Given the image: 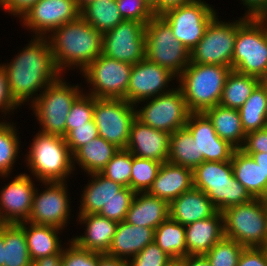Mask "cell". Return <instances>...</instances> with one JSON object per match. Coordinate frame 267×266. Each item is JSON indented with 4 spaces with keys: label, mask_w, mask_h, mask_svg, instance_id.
<instances>
[{
    "label": "cell",
    "mask_w": 267,
    "mask_h": 266,
    "mask_svg": "<svg viewBox=\"0 0 267 266\" xmlns=\"http://www.w3.org/2000/svg\"><path fill=\"white\" fill-rule=\"evenodd\" d=\"M8 63H1L15 103L31 105L40 93L63 74L57 68L47 37H33ZM39 92V94H38Z\"/></svg>",
    "instance_id": "cell-1"
},
{
    "label": "cell",
    "mask_w": 267,
    "mask_h": 266,
    "mask_svg": "<svg viewBox=\"0 0 267 266\" xmlns=\"http://www.w3.org/2000/svg\"><path fill=\"white\" fill-rule=\"evenodd\" d=\"M102 36L81 16L54 30L47 38L61 74L69 69H77L81 75L102 54Z\"/></svg>",
    "instance_id": "cell-2"
},
{
    "label": "cell",
    "mask_w": 267,
    "mask_h": 266,
    "mask_svg": "<svg viewBox=\"0 0 267 266\" xmlns=\"http://www.w3.org/2000/svg\"><path fill=\"white\" fill-rule=\"evenodd\" d=\"M231 67L189 63L177 77L191 113H203L219 104ZM179 84V85H178Z\"/></svg>",
    "instance_id": "cell-3"
},
{
    "label": "cell",
    "mask_w": 267,
    "mask_h": 266,
    "mask_svg": "<svg viewBox=\"0 0 267 266\" xmlns=\"http://www.w3.org/2000/svg\"><path fill=\"white\" fill-rule=\"evenodd\" d=\"M32 140L25 154V165L35 181H67L74 174L73 155L65 137L38 131Z\"/></svg>",
    "instance_id": "cell-4"
},
{
    "label": "cell",
    "mask_w": 267,
    "mask_h": 266,
    "mask_svg": "<svg viewBox=\"0 0 267 266\" xmlns=\"http://www.w3.org/2000/svg\"><path fill=\"white\" fill-rule=\"evenodd\" d=\"M193 186L203 191L220 212L253 199L234 177L230 161H204L193 170Z\"/></svg>",
    "instance_id": "cell-5"
},
{
    "label": "cell",
    "mask_w": 267,
    "mask_h": 266,
    "mask_svg": "<svg viewBox=\"0 0 267 266\" xmlns=\"http://www.w3.org/2000/svg\"><path fill=\"white\" fill-rule=\"evenodd\" d=\"M232 69L263 78L267 71V18H238Z\"/></svg>",
    "instance_id": "cell-6"
},
{
    "label": "cell",
    "mask_w": 267,
    "mask_h": 266,
    "mask_svg": "<svg viewBox=\"0 0 267 266\" xmlns=\"http://www.w3.org/2000/svg\"><path fill=\"white\" fill-rule=\"evenodd\" d=\"M65 75L49 84L29 105L40 124L39 132L65 137L67 116L74 101L83 93L80 84H69Z\"/></svg>",
    "instance_id": "cell-7"
},
{
    "label": "cell",
    "mask_w": 267,
    "mask_h": 266,
    "mask_svg": "<svg viewBox=\"0 0 267 266\" xmlns=\"http://www.w3.org/2000/svg\"><path fill=\"white\" fill-rule=\"evenodd\" d=\"M223 213L224 237L243 247H263L267 234V200L251 201L226 208Z\"/></svg>",
    "instance_id": "cell-8"
},
{
    "label": "cell",
    "mask_w": 267,
    "mask_h": 266,
    "mask_svg": "<svg viewBox=\"0 0 267 266\" xmlns=\"http://www.w3.org/2000/svg\"><path fill=\"white\" fill-rule=\"evenodd\" d=\"M145 58L178 77L190 63V51L160 16H154L145 26Z\"/></svg>",
    "instance_id": "cell-9"
},
{
    "label": "cell",
    "mask_w": 267,
    "mask_h": 266,
    "mask_svg": "<svg viewBox=\"0 0 267 266\" xmlns=\"http://www.w3.org/2000/svg\"><path fill=\"white\" fill-rule=\"evenodd\" d=\"M145 101L135 105L136 119L140 122L169 134L185 128L191 112L179 87Z\"/></svg>",
    "instance_id": "cell-10"
},
{
    "label": "cell",
    "mask_w": 267,
    "mask_h": 266,
    "mask_svg": "<svg viewBox=\"0 0 267 266\" xmlns=\"http://www.w3.org/2000/svg\"><path fill=\"white\" fill-rule=\"evenodd\" d=\"M133 64L125 63L101 54L81 73L96 98L125 99Z\"/></svg>",
    "instance_id": "cell-11"
},
{
    "label": "cell",
    "mask_w": 267,
    "mask_h": 266,
    "mask_svg": "<svg viewBox=\"0 0 267 266\" xmlns=\"http://www.w3.org/2000/svg\"><path fill=\"white\" fill-rule=\"evenodd\" d=\"M237 20L222 21L216 15L208 24L202 39L190 51V62L232 68Z\"/></svg>",
    "instance_id": "cell-12"
},
{
    "label": "cell",
    "mask_w": 267,
    "mask_h": 266,
    "mask_svg": "<svg viewBox=\"0 0 267 266\" xmlns=\"http://www.w3.org/2000/svg\"><path fill=\"white\" fill-rule=\"evenodd\" d=\"M135 118V106L127 100L94 97L93 119L99 136L117 148L126 149Z\"/></svg>",
    "instance_id": "cell-13"
},
{
    "label": "cell",
    "mask_w": 267,
    "mask_h": 266,
    "mask_svg": "<svg viewBox=\"0 0 267 266\" xmlns=\"http://www.w3.org/2000/svg\"><path fill=\"white\" fill-rule=\"evenodd\" d=\"M216 15L214 6L204 0H193L167 10L160 17L170 26L176 39L191 51Z\"/></svg>",
    "instance_id": "cell-14"
},
{
    "label": "cell",
    "mask_w": 267,
    "mask_h": 266,
    "mask_svg": "<svg viewBox=\"0 0 267 266\" xmlns=\"http://www.w3.org/2000/svg\"><path fill=\"white\" fill-rule=\"evenodd\" d=\"M44 188H36L28 222L36 225L53 226L64 230L70 223L71 197L67 181L40 182ZM47 186V187H46ZM69 219V220H68Z\"/></svg>",
    "instance_id": "cell-15"
},
{
    "label": "cell",
    "mask_w": 267,
    "mask_h": 266,
    "mask_svg": "<svg viewBox=\"0 0 267 266\" xmlns=\"http://www.w3.org/2000/svg\"><path fill=\"white\" fill-rule=\"evenodd\" d=\"M145 24L124 20L102 36V54L136 64L145 58Z\"/></svg>",
    "instance_id": "cell-16"
},
{
    "label": "cell",
    "mask_w": 267,
    "mask_h": 266,
    "mask_svg": "<svg viewBox=\"0 0 267 266\" xmlns=\"http://www.w3.org/2000/svg\"><path fill=\"white\" fill-rule=\"evenodd\" d=\"M79 16L75 0H38L20 16L19 22L35 34L33 37H48L58 27Z\"/></svg>",
    "instance_id": "cell-17"
},
{
    "label": "cell",
    "mask_w": 267,
    "mask_h": 266,
    "mask_svg": "<svg viewBox=\"0 0 267 266\" xmlns=\"http://www.w3.org/2000/svg\"><path fill=\"white\" fill-rule=\"evenodd\" d=\"M173 80L177 81V77L168 69L144 58L133 64L125 100L135 106L141 101L168 93L173 89L169 86Z\"/></svg>",
    "instance_id": "cell-18"
},
{
    "label": "cell",
    "mask_w": 267,
    "mask_h": 266,
    "mask_svg": "<svg viewBox=\"0 0 267 266\" xmlns=\"http://www.w3.org/2000/svg\"><path fill=\"white\" fill-rule=\"evenodd\" d=\"M33 176L20 173L0 190V214L7 223H21L27 221L36 190Z\"/></svg>",
    "instance_id": "cell-19"
},
{
    "label": "cell",
    "mask_w": 267,
    "mask_h": 266,
    "mask_svg": "<svg viewBox=\"0 0 267 266\" xmlns=\"http://www.w3.org/2000/svg\"><path fill=\"white\" fill-rule=\"evenodd\" d=\"M185 127L194 137L198 156L204 161H230L235 148L216 133L211 120L203 113H190Z\"/></svg>",
    "instance_id": "cell-20"
},
{
    "label": "cell",
    "mask_w": 267,
    "mask_h": 266,
    "mask_svg": "<svg viewBox=\"0 0 267 266\" xmlns=\"http://www.w3.org/2000/svg\"><path fill=\"white\" fill-rule=\"evenodd\" d=\"M169 138L168 132L154 129L135 118L131 125L126 150L135 157L164 163L169 158Z\"/></svg>",
    "instance_id": "cell-21"
},
{
    "label": "cell",
    "mask_w": 267,
    "mask_h": 266,
    "mask_svg": "<svg viewBox=\"0 0 267 266\" xmlns=\"http://www.w3.org/2000/svg\"><path fill=\"white\" fill-rule=\"evenodd\" d=\"M79 219V220H78ZM85 226L84 235L71 238L79 247L106 254L111 246L117 222L96 214H78L77 220Z\"/></svg>",
    "instance_id": "cell-22"
},
{
    "label": "cell",
    "mask_w": 267,
    "mask_h": 266,
    "mask_svg": "<svg viewBox=\"0 0 267 266\" xmlns=\"http://www.w3.org/2000/svg\"><path fill=\"white\" fill-rule=\"evenodd\" d=\"M193 187L192 169L167 161L161 164L148 193L170 204L182 193Z\"/></svg>",
    "instance_id": "cell-23"
},
{
    "label": "cell",
    "mask_w": 267,
    "mask_h": 266,
    "mask_svg": "<svg viewBox=\"0 0 267 266\" xmlns=\"http://www.w3.org/2000/svg\"><path fill=\"white\" fill-rule=\"evenodd\" d=\"M155 229L135 226L126 221L117 224L111 246L106 255L129 261L142 249L154 242Z\"/></svg>",
    "instance_id": "cell-24"
},
{
    "label": "cell",
    "mask_w": 267,
    "mask_h": 266,
    "mask_svg": "<svg viewBox=\"0 0 267 266\" xmlns=\"http://www.w3.org/2000/svg\"><path fill=\"white\" fill-rule=\"evenodd\" d=\"M224 237L223 213L185 226L187 255H205Z\"/></svg>",
    "instance_id": "cell-25"
},
{
    "label": "cell",
    "mask_w": 267,
    "mask_h": 266,
    "mask_svg": "<svg viewBox=\"0 0 267 266\" xmlns=\"http://www.w3.org/2000/svg\"><path fill=\"white\" fill-rule=\"evenodd\" d=\"M217 211L208 196L194 187L169 204V216L184 226L209 218Z\"/></svg>",
    "instance_id": "cell-26"
},
{
    "label": "cell",
    "mask_w": 267,
    "mask_h": 266,
    "mask_svg": "<svg viewBox=\"0 0 267 266\" xmlns=\"http://www.w3.org/2000/svg\"><path fill=\"white\" fill-rule=\"evenodd\" d=\"M169 217V203L148 192H138L126 214L127 223L156 229Z\"/></svg>",
    "instance_id": "cell-27"
},
{
    "label": "cell",
    "mask_w": 267,
    "mask_h": 266,
    "mask_svg": "<svg viewBox=\"0 0 267 266\" xmlns=\"http://www.w3.org/2000/svg\"><path fill=\"white\" fill-rule=\"evenodd\" d=\"M89 181L83 187L78 214H96L115 197H122L124 186L112 181L100 172L88 174Z\"/></svg>",
    "instance_id": "cell-28"
},
{
    "label": "cell",
    "mask_w": 267,
    "mask_h": 266,
    "mask_svg": "<svg viewBox=\"0 0 267 266\" xmlns=\"http://www.w3.org/2000/svg\"><path fill=\"white\" fill-rule=\"evenodd\" d=\"M24 230L29 255L34 262L36 259L63 252L59 234L64 231L60 228L45 225H36L28 221L18 223ZM61 232V233H60Z\"/></svg>",
    "instance_id": "cell-29"
},
{
    "label": "cell",
    "mask_w": 267,
    "mask_h": 266,
    "mask_svg": "<svg viewBox=\"0 0 267 266\" xmlns=\"http://www.w3.org/2000/svg\"><path fill=\"white\" fill-rule=\"evenodd\" d=\"M234 177L247 189L253 198L267 200V179L251 155L241 149H235L232 158Z\"/></svg>",
    "instance_id": "cell-30"
},
{
    "label": "cell",
    "mask_w": 267,
    "mask_h": 266,
    "mask_svg": "<svg viewBox=\"0 0 267 266\" xmlns=\"http://www.w3.org/2000/svg\"><path fill=\"white\" fill-rule=\"evenodd\" d=\"M211 120L217 135L235 149H241L246 138L238 109L227 108L220 104L204 112Z\"/></svg>",
    "instance_id": "cell-31"
},
{
    "label": "cell",
    "mask_w": 267,
    "mask_h": 266,
    "mask_svg": "<svg viewBox=\"0 0 267 266\" xmlns=\"http://www.w3.org/2000/svg\"><path fill=\"white\" fill-rule=\"evenodd\" d=\"M118 150L115 145L97 136L73 154V169L76 171L78 165L88 174L100 172Z\"/></svg>",
    "instance_id": "cell-32"
},
{
    "label": "cell",
    "mask_w": 267,
    "mask_h": 266,
    "mask_svg": "<svg viewBox=\"0 0 267 266\" xmlns=\"http://www.w3.org/2000/svg\"><path fill=\"white\" fill-rule=\"evenodd\" d=\"M238 111L246 134L267 127V85L260 82Z\"/></svg>",
    "instance_id": "cell-33"
},
{
    "label": "cell",
    "mask_w": 267,
    "mask_h": 266,
    "mask_svg": "<svg viewBox=\"0 0 267 266\" xmlns=\"http://www.w3.org/2000/svg\"><path fill=\"white\" fill-rule=\"evenodd\" d=\"M168 162L192 170L204 162L203 156H198L197 143L186 127L170 134Z\"/></svg>",
    "instance_id": "cell-34"
},
{
    "label": "cell",
    "mask_w": 267,
    "mask_h": 266,
    "mask_svg": "<svg viewBox=\"0 0 267 266\" xmlns=\"http://www.w3.org/2000/svg\"><path fill=\"white\" fill-rule=\"evenodd\" d=\"M80 16L102 35L124 21L116 0H95L80 10Z\"/></svg>",
    "instance_id": "cell-35"
},
{
    "label": "cell",
    "mask_w": 267,
    "mask_h": 266,
    "mask_svg": "<svg viewBox=\"0 0 267 266\" xmlns=\"http://www.w3.org/2000/svg\"><path fill=\"white\" fill-rule=\"evenodd\" d=\"M260 82L258 77L245 75L232 69L226 79L219 104L227 108L239 109Z\"/></svg>",
    "instance_id": "cell-36"
},
{
    "label": "cell",
    "mask_w": 267,
    "mask_h": 266,
    "mask_svg": "<svg viewBox=\"0 0 267 266\" xmlns=\"http://www.w3.org/2000/svg\"><path fill=\"white\" fill-rule=\"evenodd\" d=\"M154 241L173 260L187 256L185 226L170 216L155 229Z\"/></svg>",
    "instance_id": "cell-37"
},
{
    "label": "cell",
    "mask_w": 267,
    "mask_h": 266,
    "mask_svg": "<svg viewBox=\"0 0 267 266\" xmlns=\"http://www.w3.org/2000/svg\"><path fill=\"white\" fill-rule=\"evenodd\" d=\"M25 230L17 223L4 226V266H32Z\"/></svg>",
    "instance_id": "cell-38"
},
{
    "label": "cell",
    "mask_w": 267,
    "mask_h": 266,
    "mask_svg": "<svg viewBox=\"0 0 267 266\" xmlns=\"http://www.w3.org/2000/svg\"><path fill=\"white\" fill-rule=\"evenodd\" d=\"M0 121V179L11 177L20 153V136L15 123Z\"/></svg>",
    "instance_id": "cell-39"
},
{
    "label": "cell",
    "mask_w": 267,
    "mask_h": 266,
    "mask_svg": "<svg viewBox=\"0 0 267 266\" xmlns=\"http://www.w3.org/2000/svg\"><path fill=\"white\" fill-rule=\"evenodd\" d=\"M161 162L133 155L130 188L135 192H148L157 176Z\"/></svg>",
    "instance_id": "cell-40"
},
{
    "label": "cell",
    "mask_w": 267,
    "mask_h": 266,
    "mask_svg": "<svg viewBox=\"0 0 267 266\" xmlns=\"http://www.w3.org/2000/svg\"><path fill=\"white\" fill-rule=\"evenodd\" d=\"M244 248L235 240L223 237L204 256L211 266H237Z\"/></svg>",
    "instance_id": "cell-41"
},
{
    "label": "cell",
    "mask_w": 267,
    "mask_h": 266,
    "mask_svg": "<svg viewBox=\"0 0 267 266\" xmlns=\"http://www.w3.org/2000/svg\"><path fill=\"white\" fill-rule=\"evenodd\" d=\"M133 155L126 149H119L107 165L100 171L106 178L130 188Z\"/></svg>",
    "instance_id": "cell-42"
},
{
    "label": "cell",
    "mask_w": 267,
    "mask_h": 266,
    "mask_svg": "<svg viewBox=\"0 0 267 266\" xmlns=\"http://www.w3.org/2000/svg\"><path fill=\"white\" fill-rule=\"evenodd\" d=\"M94 97L82 93L72 104L65 124V136L74 129V126L87 125L93 120Z\"/></svg>",
    "instance_id": "cell-43"
},
{
    "label": "cell",
    "mask_w": 267,
    "mask_h": 266,
    "mask_svg": "<svg viewBox=\"0 0 267 266\" xmlns=\"http://www.w3.org/2000/svg\"><path fill=\"white\" fill-rule=\"evenodd\" d=\"M66 247H63V266H98L99 258L103 255L81 248L70 239Z\"/></svg>",
    "instance_id": "cell-44"
},
{
    "label": "cell",
    "mask_w": 267,
    "mask_h": 266,
    "mask_svg": "<svg viewBox=\"0 0 267 266\" xmlns=\"http://www.w3.org/2000/svg\"><path fill=\"white\" fill-rule=\"evenodd\" d=\"M135 194L131 188L124 187L122 189V197L111 199L107 204H104L98 214L117 223L122 222L125 220Z\"/></svg>",
    "instance_id": "cell-45"
},
{
    "label": "cell",
    "mask_w": 267,
    "mask_h": 266,
    "mask_svg": "<svg viewBox=\"0 0 267 266\" xmlns=\"http://www.w3.org/2000/svg\"><path fill=\"white\" fill-rule=\"evenodd\" d=\"M173 259L155 241L147 244L142 251L131 258L129 266H167Z\"/></svg>",
    "instance_id": "cell-46"
},
{
    "label": "cell",
    "mask_w": 267,
    "mask_h": 266,
    "mask_svg": "<svg viewBox=\"0 0 267 266\" xmlns=\"http://www.w3.org/2000/svg\"><path fill=\"white\" fill-rule=\"evenodd\" d=\"M124 20H135L147 24L155 15L144 0H116Z\"/></svg>",
    "instance_id": "cell-47"
},
{
    "label": "cell",
    "mask_w": 267,
    "mask_h": 266,
    "mask_svg": "<svg viewBox=\"0 0 267 266\" xmlns=\"http://www.w3.org/2000/svg\"><path fill=\"white\" fill-rule=\"evenodd\" d=\"M99 136L97 125L94 119L87 122V125L74 126L66 136V144L69 147L71 154L73 155L80 147L87 144Z\"/></svg>",
    "instance_id": "cell-48"
},
{
    "label": "cell",
    "mask_w": 267,
    "mask_h": 266,
    "mask_svg": "<svg viewBox=\"0 0 267 266\" xmlns=\"http://www.w3.org/2000/svg\"><path fill=\"white\" fill-rule=\"evenodd\" d=\"M19 106L15 103L13 100L9 87H8V81H7V76L6 72L3 68V65L0 64V112L1 116L4 120L7 118L6 116L10 113L14 114V111L18 108ZM8 113V114H7Z\"/></svg>",
    "instance_id": "cell-49"
},
{
    "label": "cell",
    "mask_w": 267,
    "mask_h": 266,
    "mask_svg": "<svg viewBox=\"0 0 267 266\" xmlns=\"http://www.w3.org/2000/svg\"><path fill=\"white\" fill-rule=\"evenodd\" d=\"M241 150L267 153V127L247 133Z\"/></svg>",
    "instance_id": "cell-50"
},
{
    "label": "cell",
    "mask_w": 267,
    "mask_h": 266,
    "mask_svg": "<svg viewBox=\"0 0 267 266\" xmlns=\"http://www.w3.org/2000/svg\"><path fill=\"white\" fill-rule=\"evenodd\" d=\"M237 266H267V256L262 247H245Z\"/></svg>",
    "instance_id": "cell-51"
},
{
    "label": "cell",
    "mask_w": 267,
    "mask_h": 266,
    "mask_svg": "<svg viewBox=\"0 0 267 266\" xmlns=\"http://www.w3.org/2000/svg\"><path fill=\"white\" fill-rule=\"evenodd\" d=\"M38 0H0V8L8 14L20 18Z\"/></svg>",
    "instance_id": "cell-52"
},
{
    "label": "cell",
    "mask_w": 267,
    "mask_h": 266,
    "mask_svg": "<svg viewBox=\"0 0 267 266\" xmlns=\"http://www.w3.org/2000/svg\"><path fill=\"white\" fill-rule=\"evenodd\" d=\"M247 9L244 13L246 18H267V0H240Z\"/></svg>",
    "instance_id": "cell-53"
},
{
    "label": "cell",
    "mask_w": 267,
    "mask_h": 266,
    "mask_svg": "<svg viewBox=\"0 0 267 266\" xmlns=\"http://www.w3.org/2000/svg\"><path fill=\"white\" fill-rule=\"evenodd\" d=\"M32 266H63V252L36 259Z\"/></svg>",
    "instance_id": "cell-54"
},
{
    "label": "cell",
    "mask_w": 267,
    "mask_h": 266,
    "mask_svg": "<svg viewBox=\"0 0 267 266\" xmlns=\"http://www.w3.org/2000/svg\"><path fill=\"white\" fill-rule=\"evenodd\" d=\"M182 266H211L204 255H187L180 259Z\"/></svg>",
    "instance_id": "cell-55"
},
{
    "label": "cell",
    "mask_w": 267,
    "mask_h": 266,
    "mask_svg": "<svg viewBox=\"0 0 267 266\" xmlns=\"http://www.w3.org/2000/svg\"><path fill=\"white\" fill-rule=\"evenodd\" d=\"M251 155L253 159L259 164L261 170L263 171V179H267V153L266 152H245Z\"/></svg>",
    "instance_id": "cell-56"
},
{
    "label": "cell",
    "mask_w": 267,
    "mask_h": 266,
    "mask_svg": "<svg viewBox=\"0 0 267 266\" xmlns=\"http://www.w3.org/2000/svg\"><path fill=\"white\" fill-rule=\"evenodd\" d=\"M98 266H129L128 261L103 254L99 258Z\"/></svg>",
    "instance_id": "cell-57"
},
{
    "label": "cell",
    "mask_w": 267,
    "mask_h": 266,
    "mask_svg": "<svg viewBox=\"0 0 267 266\" xmlns=\"http://www.w3.org/2000/svg\"><path fill=\"white\" fill-rule=\"evenodd\" d=\"M193 0H160V15L169 9L179 7L184 4H188Z\"/></svg>",
    "instance_id": "cell-58"
},
{
    "label": "cell",
    "mask_w": 267,
    "mask_h": 266,
    "mask_svg": "<svg viewBox=\"0 0 267 266\" xmlns=\"http://www.w3.org/2000/svg\"><path fill=\"white\" fill-rule=\"evenodd\" d=\"M155 16H160V0H144Z\"/></svg>",
    "instance_id": "cell-59"
},
{
    "label": "cell",
    "mask_w": 267,
    "mask_h": 266,
    "mask_svg": "<svg viewBox=\"0 0 267 266\" xmlns=\"http://www.w3.org/2000/svg\"><path fill=\"white\" fill-rule=\"evenodd\" d=\"M0 266H4V227L0 232Z\"/></svg>",
    "instance_id": "cell-60"
},
{
    "label": "cell",
    "mask_w": 267,
    "mask_h": 266,
    "mask_svg": "<svg viewBox=\"0 0 267 266\" xmlns=\"http://www.w3.org/2000/svg\"><path fill=\"white\" fill-rule=\"evenodd\" d=\"M92 1H95V0H75L76 6L79 10H81L84 6L91 3Z\"/></svg>",
    "instance_id": "cell-61"
},
{
    "label": "cell",
    "mask_w": 267,
    "mask_h": 266,
    "mask_svg": "<svg viewBox=\"0 0 267 266\" xmlns=\"http://www.w3.org/2000/svg\"><path fill=\"white\" fill-rule=\"evenodd\" d=\"M167 266H182L180 260H173Z\"/></svg>",
    "instance_id": "cell-62"
},
{
    "label": "cell",
    "mask_w": 267,
    "mask_h": 266,
    "mask_svg": "<svg viewBox=\"0 0 267 266\" xmlns=\"http://www.w3.org/2000/svg\"><path fill=\"white\" fill-rule=\"evenodd\" d=\"M7 223L2 219V216L0 214V232L2 231V228L6 225Z\"/></svg>",
    "instance_id": "cell-63"
},
{
    "label": "cell",
    "mask_w": 267,
    "mask_h": 266,
    "mask_svg": "<svg viewBox=\"0 0 267 266\" xmlns=\"http://www.w3.org/2000/svg\"><path fill=\"white\" fill-rule=\"evenodd\" d=\"M261 83L267 85V71H266L265 75L263 76V78L261 79Z\"/></svg>",
    "instance_id": "cell-64"
},
{
    "label": "cell",
    "mask_w": 267,
    "mask_h": 266,
    "mask_svg": "<svg viewBox=\"0 0 267 266\" xmlns=\"http://www.w3.org/2000/svg\"><path fill=\"white\" fill-rule=\"evenodd\" d=\"M266 253V256H267V243L262 247Z\"/></svg>",
    "instance_id": "cell-65"
}]
</instances>
